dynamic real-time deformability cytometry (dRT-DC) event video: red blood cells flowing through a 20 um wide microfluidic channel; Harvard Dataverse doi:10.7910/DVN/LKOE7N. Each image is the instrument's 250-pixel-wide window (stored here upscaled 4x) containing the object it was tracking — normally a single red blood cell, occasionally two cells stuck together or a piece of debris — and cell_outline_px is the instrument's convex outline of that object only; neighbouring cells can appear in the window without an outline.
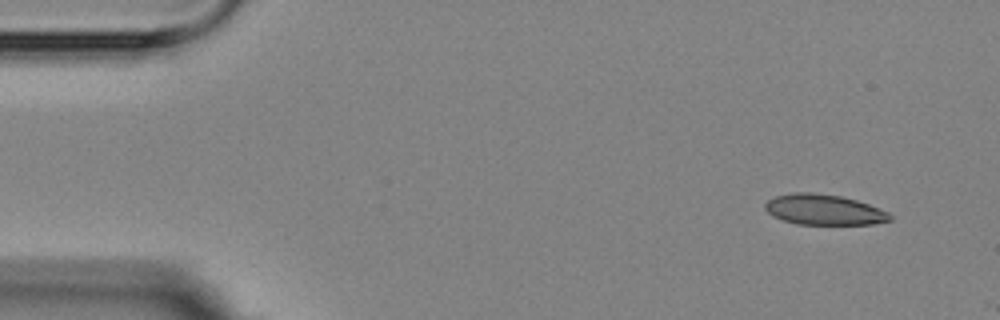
{"species": "Egyptian fruit bat (a non-hibernating species)", "species_latin": "Rousettus aegyptiacus", "temperature_condition": "room temperature", "stored_images_in_passage": 2, "camera_frame_rate_fps": 3000, "um_per_image_px": 0.085, "animal": {"sex": "female"}, "frame": {"image": 1, "passage_image": 2, "time_ms": 2.0, "image_size_px": [1000, 320], "cell_outline_px": [[892, 220], [872, 224], [796, 224], [772, 216], [764, 208], [764, 204], [768, 200], [776, 196], [792, 192], [812, 192], [840, 196], [856, 200], [868, 204], [888, 212], [892, 216]], "centroid_in_image_um": [70.01, 17.82], "position_along_channel_um": 15.0, "area_um2": 22.14}}